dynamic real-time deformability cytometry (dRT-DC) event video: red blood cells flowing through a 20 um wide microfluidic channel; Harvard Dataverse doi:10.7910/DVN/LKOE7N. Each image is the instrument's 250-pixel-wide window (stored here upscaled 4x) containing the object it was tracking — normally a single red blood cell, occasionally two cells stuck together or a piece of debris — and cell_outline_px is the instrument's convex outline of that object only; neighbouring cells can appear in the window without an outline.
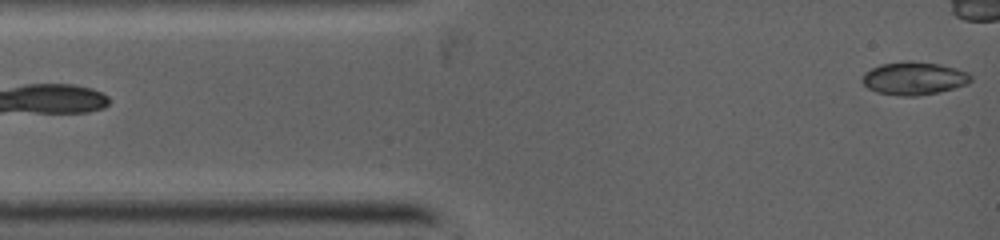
{"species": "common noctule bat (a hibernating species)", "species_latin": "Nyctalus noctula", "temperature_condition": "warm", "stored_images_in_passage": 14, "camera_frame_rate_fps": 5000, "um_per_image_px": 0.085, "animal": {"sex": "female", "body_mass_g": 19.0, "forearm_length_mm": 53.3}, "frame": {"image": 1, "passage_image": 1, "time_ms": 0.0, "image_size_px": [1000, 240], "cell_outline_px": [[972, 80], [968, 84], [940, 92], [916, 96], [900, 96], [876, 92], [868, 88], [860, 80], [864, 72], [880, 64], [904, 60], [912, 60], [940, 64], [956, 68], [968, 72], [972, 76]], "centroid_in_image_um": [77.68, 6.65], "position_along_channel_um": 7.3, "area_um2": 21.27}}
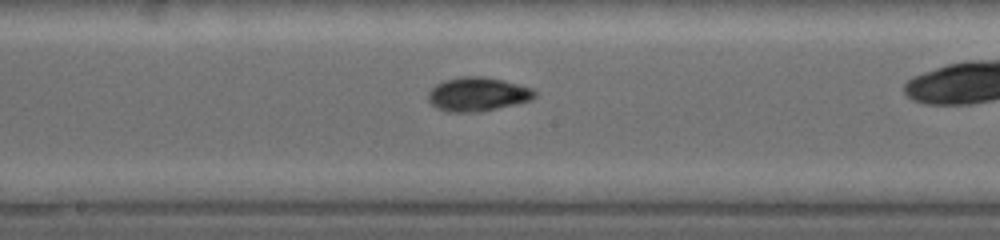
{"frame": {"image": 2, "passage_image": 12, "time_ms": 5.4, "image_size_px": [1000, 240], "cell_outline_px": [[536, 96], [532, 100], [516, 104], [496, 108], [464, 112], [456, 112], [440, 108], [432, 104], [428, 100], [428, 92], [436, 84], [444, 80], [460, 76], [484, 76], [504, 80], [532, 88], [536, 92]], "centroid_in_image_um": [40.63, 7.97], "position_along_channel_um": 207.6, "area_um2": 20.75}}
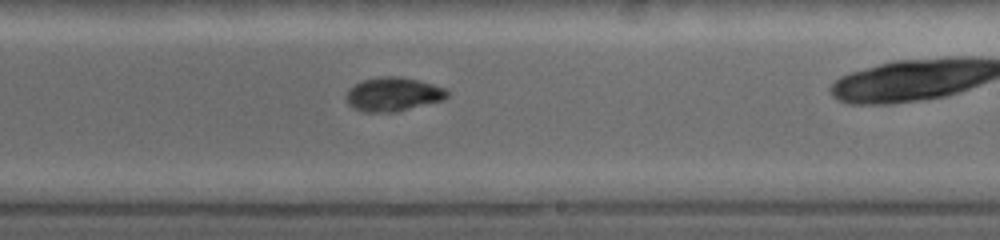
{"frame": {"image": 3, "passage_image": 14, "time_ms": 6.4, "image_size_px": [1000, 240], "cell_outline_px": [[448, 96], [444, 100], [392, 112], [368, 112], [356, 108], [348, 104], [344, 96], [348, 88], [364, 80], [380, 76], [400, 76], [420, 80], [444, 88], [448, 92]], "centroid_in_image_um": [33.4, 7.99], "position_along_channel_um": 255.6, "area_um2": 19.83}}